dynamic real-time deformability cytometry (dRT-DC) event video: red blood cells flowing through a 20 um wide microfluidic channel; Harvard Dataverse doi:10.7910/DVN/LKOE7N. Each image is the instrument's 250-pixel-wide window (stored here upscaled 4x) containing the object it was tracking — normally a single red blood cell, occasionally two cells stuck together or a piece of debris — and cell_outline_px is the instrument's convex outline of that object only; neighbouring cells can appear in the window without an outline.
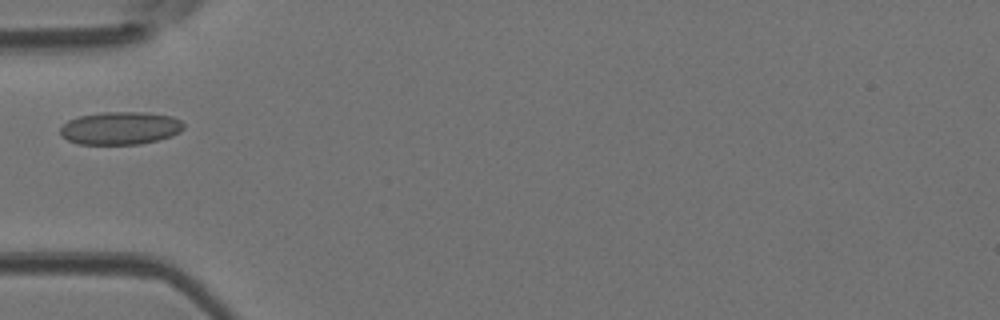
{"species": "Egyptian fruit bat (a non-hibernating species)", "species_latin": "Rousettus aegyptiacus", "temperature_condition": "room temperature", "stored_images_in_passage": 4, "camera_frame_rate_fps": 3000, "um_per_image_px": 0.085, "animal": {"sex": "female"}, "frame": {"image": 1, "passage_image": 3, "time_ms": 0.667, "image_size_px": [1000, 320], "cell_outline_px": [[184, 128], [180, 132], [172, 136], [140, 144], [80, 144], [68, 140], [60, 136], [60, 128], [68, 120], [80, 116], [100, 112], [144, 112], [172, 116], [180, 120], [184, 124]], "centroid_in_image_um": [10.23, 10.89], "position_along_channel_um": 74.8, "area_um2": 23.7}}
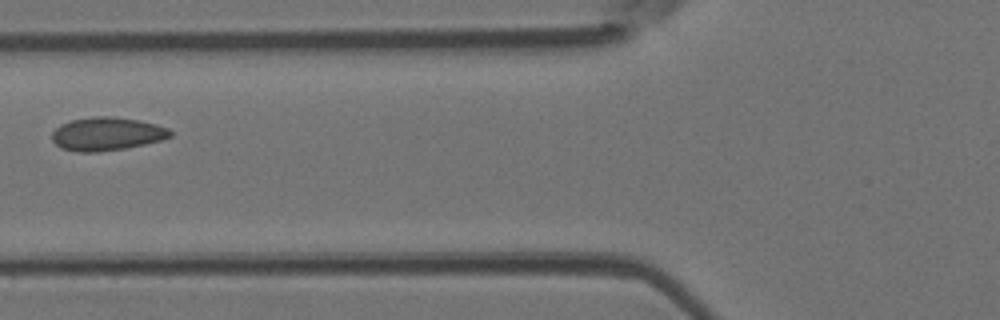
{"frame": {"image": 2, "passage_image": 4, "time_ms": 1.0, "image_size_px": [1000, 320], "cell_outline_px": [[172, 136], [160, 140], [144, 144], [124, 148], [96, 152], [76, 152], [60, 148], [52, 140], [52, 132], [60, 124], [72, 120], [92, 116], [112, 116], [140, 120], [156, 124], [168, 128], [172, 132]], "centroid_in_image_um": [9.06, 11.37], "position_along_channel_um": 116.7, "area_um2": 23.0}}